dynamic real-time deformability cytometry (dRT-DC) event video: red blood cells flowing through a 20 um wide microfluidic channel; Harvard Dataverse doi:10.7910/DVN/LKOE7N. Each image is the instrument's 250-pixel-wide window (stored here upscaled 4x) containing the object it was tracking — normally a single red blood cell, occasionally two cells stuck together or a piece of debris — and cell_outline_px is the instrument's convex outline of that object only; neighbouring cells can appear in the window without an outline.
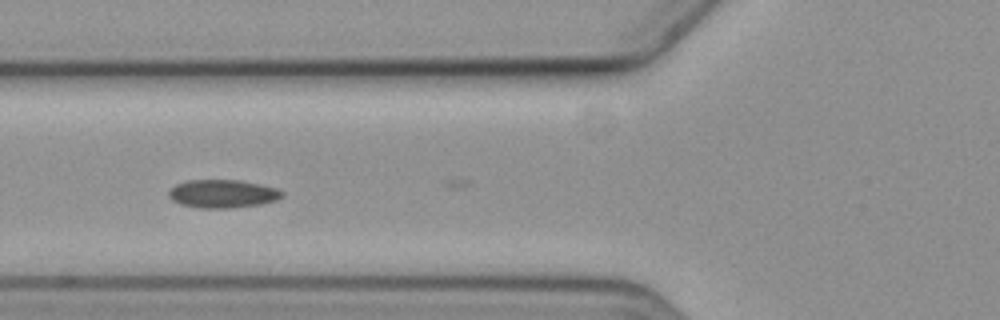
{"species": "common noctule bat (a hibernating species)", "species_latin": "Nyctalus noctula", "temperature_condition": "cold", "stored_images_in_passage": 4, "camera_frame_rate_fps": 3000, "um_per_image_px": 0.085, "animal": {"sex": "female", "body_mass_g": 19.3, "forearm_length_mm": 54.1}, "frame": {"image": 1, "passage_image": 3, "time_ms": 0.667, "image_size_px": [1000, 320], "cell_outline_px": [[284, 196], [276, 200], [260, 204], [232, 208], [200, 208], [180, 204], [172, 200], [168, 196], [168, 192], [176, 184], [188, 180], [240, 180], [260, 184], [276, 188], [284, 192]], "centroid_in_image_um": [18.93, 16.47], "position_along_channel_um": 106.9, "area_um2": 18.67}}